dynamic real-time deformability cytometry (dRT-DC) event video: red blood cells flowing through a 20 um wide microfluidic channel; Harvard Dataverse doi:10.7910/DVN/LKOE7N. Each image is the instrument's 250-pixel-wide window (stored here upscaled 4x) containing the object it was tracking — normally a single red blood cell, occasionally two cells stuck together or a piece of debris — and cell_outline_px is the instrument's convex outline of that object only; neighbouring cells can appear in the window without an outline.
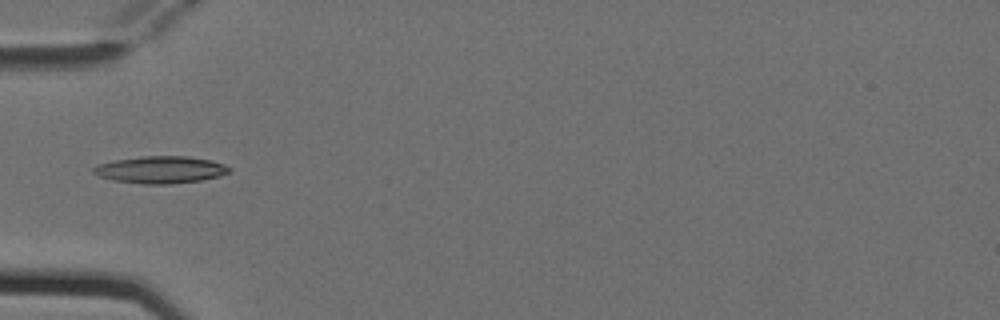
{"species": "Egyptian fruit bat (a non-hibernating species)", "species_latin": "Rousettus aegyptiacus", "temperature_condition": "cold", "stored_images_in_passage": 6, "camera_frame_rate_fps": 3000, "um_per_image_px": 0.085, "animal": {"sex": "female"}, "frame": {"image": 1, "passage_image": 5, "time_ms": 1.333, "image_size_px": [1000, 320], "cell_outline_px": [[232, 168], [228, 172], [220, 176], [200, 180], [172, 184], [144, 184], [112, 180], [100, 176], [92, 172], [92, 168], [96, 164], [116, 160], [140, 156], [184, 156], [212, 160], [224, 164]], "centroid_in_image_um": [13.64, 14.42], "position_along_channel_um": 71.4, "area_um2": 21.5}}
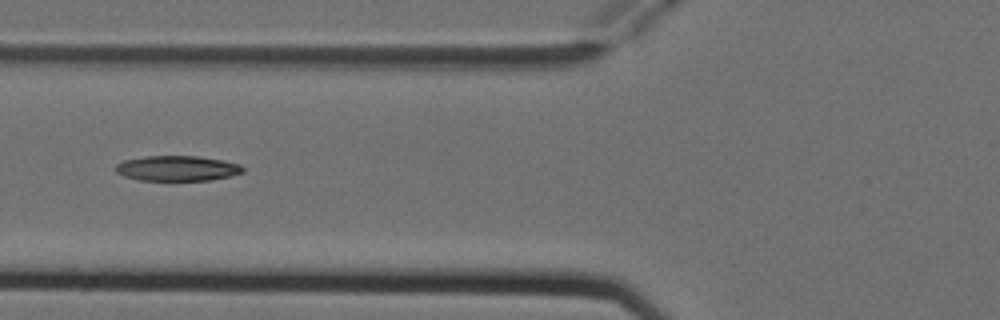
{"frame": {"image": 2, "passage_image": 6, "time_ms": 1.667, "image_size_px": [1000, 320], "cell_outline_px": [[244, 172], [232, 176], [212, 180], [140, 180], [124, 176], [116, 172], [112, 168], [116, 164], [124, 160], [144, 156], [196, 156], [224, 160], [240, 164], [244, 168]], "centroid_in_image_um": [15.07, 14.3], "position_along_channel_um": 110.7, "area_um2": 18.9}}